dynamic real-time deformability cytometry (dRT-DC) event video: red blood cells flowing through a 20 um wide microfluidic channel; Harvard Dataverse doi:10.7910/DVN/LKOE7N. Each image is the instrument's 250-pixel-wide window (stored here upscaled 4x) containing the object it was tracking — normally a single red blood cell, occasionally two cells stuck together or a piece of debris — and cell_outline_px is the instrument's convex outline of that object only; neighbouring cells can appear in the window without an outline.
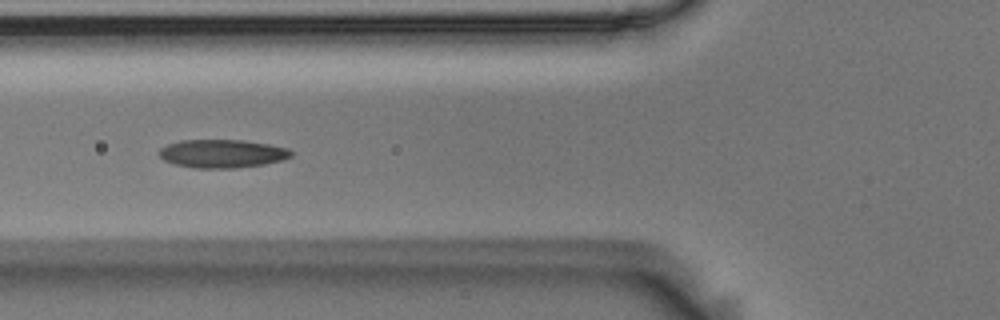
{"species": "Egyptian fruit bat (a non-hibernating species)", "species_latin": "Rousettus aegyptiacus", "temperature_condition": "room temperature", "stored_images_in_passage": 13, "camera_frame_rate_fps": 3000, "um_per_image_px": 0.085, "animal": {"sex": "male"}, "frame": {"image": 1, "passage_image": 6, "time_ms": 1.667, "image_size_px": [1000, 320], "cell_outline_px": [[292, 156], [284, 160], [264, 164], [236, 168], [196, 168], [176, 164], [164, 160], [160, 156], [160, 148], [168, 144], [180, 140], [244, 140], [268, 144], [288, 148], [292, 152]], "centroid_in_image_um": [18.92, 13.05], "position_along_channel_um": 106.9, "area_um2": 21.73}}